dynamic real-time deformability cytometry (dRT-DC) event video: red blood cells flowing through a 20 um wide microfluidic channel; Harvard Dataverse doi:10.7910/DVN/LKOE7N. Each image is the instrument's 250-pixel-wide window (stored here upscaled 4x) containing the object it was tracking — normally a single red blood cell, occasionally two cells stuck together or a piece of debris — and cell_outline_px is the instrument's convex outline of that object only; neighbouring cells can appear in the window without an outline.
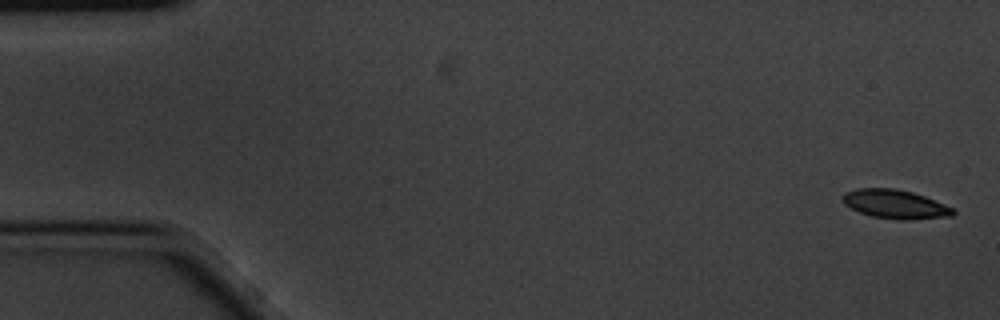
{"species": "common noctule bat (a hibernating species)", "species_latin": "Nyctalus noctula", "temperature_condition": "cold", "stored_images_in_passage": 5, "camera_frame_rate_fps": 3000, "um_per_image_px": 0.085, "animal": {"sex": "male", "body_mass_g": 20.1, "forearm_length_mm": 53.5}, "frame": {"image": 1, "passage_image": 1, "time_ms": 0.0, "image_size_px": [1000, 320], "cell_outline_px": [[956, 212], [952, 216], [904, 220], [900, 220], [872, 216], [860, 212], [844, 204], [844, 192], [856, 188], [896, 188], [912, 192], [924, 196], [956, 208]], "centroid_in_image_um": [76.13, 17.35], "position_along_channel_um": 8.9, "area_um2": 18.55}}
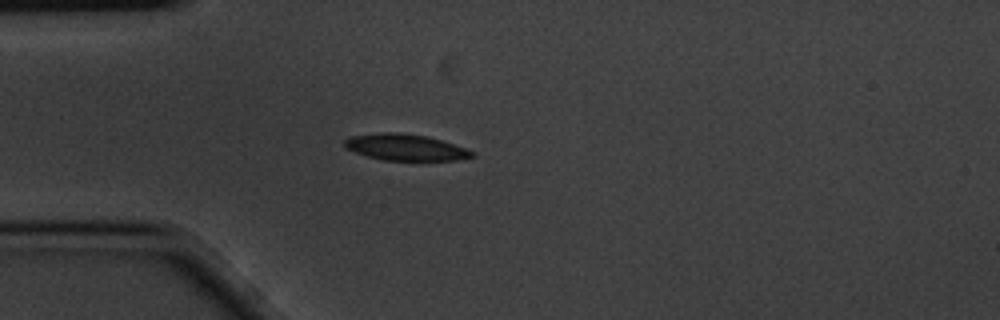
{"frame": {"image": 2, "passage_image": 5, "time_ms": 1.333, "image_size_px": [1000, 320], "cell_outline_px": [[476, 156], [456, 160], [384, 160], [368, 156], [344, 148], [344, 140], [348, 136], [380, 132], [392, 132], [424, 136], [440, 140], [476, 152]], "centroid_in_image_um": [34.42, 12.52], "position_along_channel_um": 50.6, "area_um2": 19.36}}